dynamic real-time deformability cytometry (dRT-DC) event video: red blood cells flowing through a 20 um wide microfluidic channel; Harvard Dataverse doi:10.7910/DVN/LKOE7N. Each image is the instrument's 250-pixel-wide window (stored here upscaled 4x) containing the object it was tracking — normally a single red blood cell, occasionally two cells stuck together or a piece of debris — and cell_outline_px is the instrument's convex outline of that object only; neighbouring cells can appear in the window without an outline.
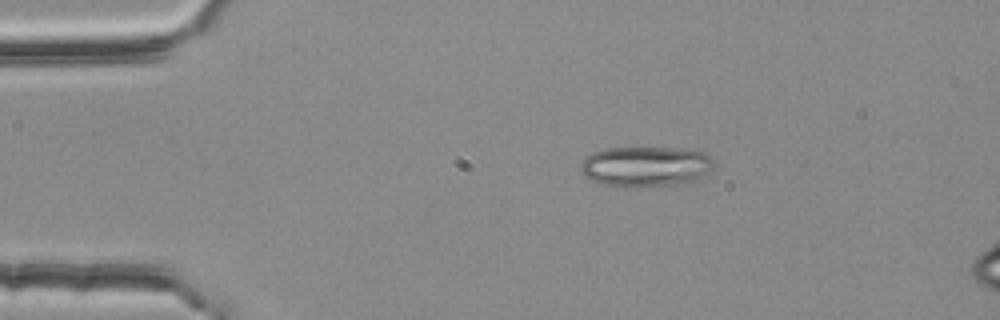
{"species": "common noctule bat (a hibernating species)", "species_latin": "Nyctalus noctula", "temperature_condition": "room temperature", "stored_images_in_passage": 3, "camera_frame_rate_fps": 3000, "um_per_image_px": 0.085, "animal": {"sex": "female", "body_mass_g": 25.1}, "frame": {"image": 1, "passage_image": 1, "time_ms": 0.0, "image_size_px": [1000, 320], "cell_outline_px": [[716, 164], [704, 176], [684, 184], [636, 188], [624, 188], [596, 184], [584, 176], [580, 172], [580, 164], [592, 152], [604, 148], [680, 148], [704, 152], [712, 156], [716, 160]], "centroid_in_image_um": [54.88, 14.18], "position_along_channel_um": 30.1, "area_um2": 32.37}}